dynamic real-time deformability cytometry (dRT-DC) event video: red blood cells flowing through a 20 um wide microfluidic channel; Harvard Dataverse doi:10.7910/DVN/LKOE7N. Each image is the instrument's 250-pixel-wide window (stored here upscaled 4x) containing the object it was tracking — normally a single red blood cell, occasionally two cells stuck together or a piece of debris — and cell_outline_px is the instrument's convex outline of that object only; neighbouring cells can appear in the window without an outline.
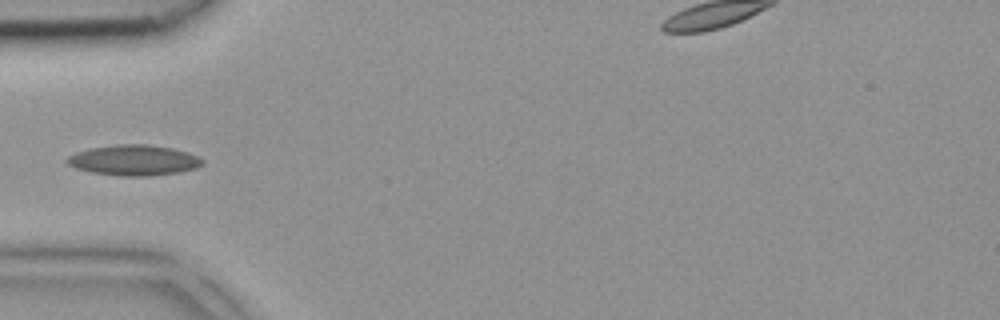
{"species": "common noctule bat (a hibernating species)", "species_latin": "Nyctalus noctula", "temperature_condition": "room temperature", "stored_images_in_passage": 4, "camera_frame_rate_fps": 3000, "um_per_image_px": 0.085, "animal": {"sex": "female", "body_mass_g": 18.4}, "frame": {"image": 1, "passage_image": 4, "time_ms": 1.0, "image_size_px": [1000, 320], "cell_outline_px": [[204, 164], [196, 168], [180, 172], [148, 176], [116, 176], [92, 172], [76, 168], [68, 164], [64, 160], [68, 156], [76, 152], [92, 148], [116, 144], [148, 144], [172, 148], [188, 152], [204, 160]], "centroid_in_image_um": [11.38, 13.62], "position_along_channel_um": 73.6, "area_um2": 24.16}}